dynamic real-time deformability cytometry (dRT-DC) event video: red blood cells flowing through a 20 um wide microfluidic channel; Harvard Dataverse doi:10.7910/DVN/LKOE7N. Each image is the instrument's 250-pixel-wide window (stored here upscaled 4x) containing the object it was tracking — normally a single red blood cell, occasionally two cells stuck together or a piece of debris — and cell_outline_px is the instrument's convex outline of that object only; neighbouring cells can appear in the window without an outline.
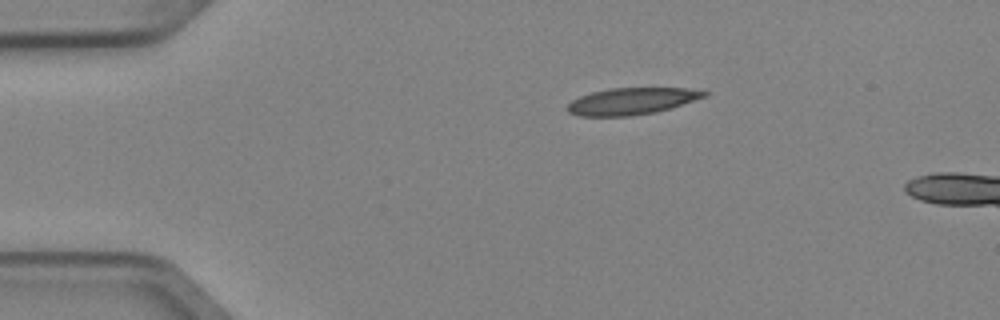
{"species": "Egyptian fruit bat (a non-hibernating species)", "species_latin": "Rousettus aegyptiacus", "temperature_condition": "cold", "stored_images_in_passage": 3, "camera_frame_rate_fps": 3000, "um_per_image_px": 0.085, "animal": {"sex": "female"}, "frame": {"image": 1, "passage_image": 1, "time_ms": 0.0, "image_size_px": [1000, 320], "cell_outline_px": [[708, 96], [656, 112], [628, 116], [580, 116], [568, 112], [564, 108], [572, 100], [580, 96], [592, 92], [608, 88], [688, 88], [708, 92]], "centroid_in_image_um": [53.66, 8.6], "position_along_channel_um": 31.3, "area_um2": 21.33}}